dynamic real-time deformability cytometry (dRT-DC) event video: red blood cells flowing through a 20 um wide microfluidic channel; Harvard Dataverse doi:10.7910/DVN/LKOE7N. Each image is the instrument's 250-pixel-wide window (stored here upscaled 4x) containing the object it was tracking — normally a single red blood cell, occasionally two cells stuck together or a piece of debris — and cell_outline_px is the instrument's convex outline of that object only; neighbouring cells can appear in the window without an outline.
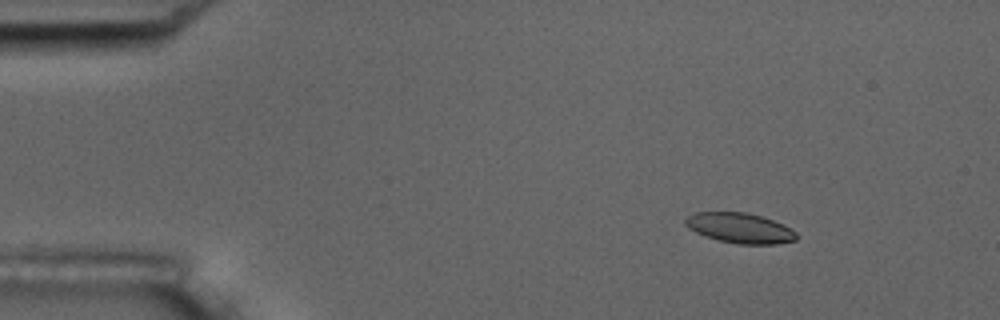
{"species": "common noctule bat (a hibernating species)", "species_latin": "Nyctalus noctula", "temperature_condition": "room temperature", "stored_images_in_passage": 4, "camera_frame_rate_fps": 3000, "um_per_image_px": 0.085, "animal": {"sex": "male", "body_mass_g": 17.5, "forearm_length_mm": 52.3}, "frame": {"image": 1, "passage_image": 2, "time_ms": 1.333, "image_size_px": [1000, 320], "cell_outline_px": [[796, 240], [776, 244], [740, 244], [720, 240], [696, 232], [688, 228], [684, 224], [684, 220], [688, 216], [696, 212], [748, 212], [772, 220], [796, 232]], "centroid_in_image_um": [62.86, 19.37], "position_along_channel_um": 22.1, "area_um2": 19.19}}